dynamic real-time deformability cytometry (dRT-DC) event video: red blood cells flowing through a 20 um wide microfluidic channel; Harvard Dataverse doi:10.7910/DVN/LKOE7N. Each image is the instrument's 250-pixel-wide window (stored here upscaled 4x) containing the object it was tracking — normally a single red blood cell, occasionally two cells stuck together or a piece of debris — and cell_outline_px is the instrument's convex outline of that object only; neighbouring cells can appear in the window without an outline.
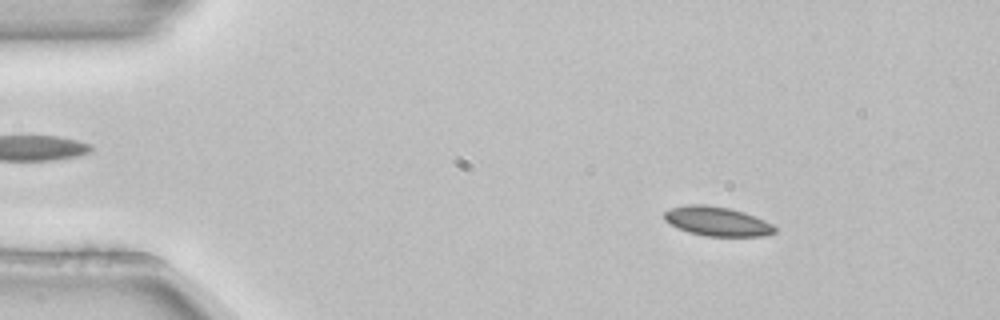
{"species": "common noctule bat (a hibernating species)", "species_latin": "Nyctalus noctula", "temperature_condition": "room temperature", "stored_images_in_passage": 54, "camera_frame_rate_fps": 3000, "um_per_image_px": 0.085, "animal": {"sex": "female", "body_mass_g": 22.7, "forearm_length_mm": 54.2}, "frame": {"image": 1, "passage_image": 8, "time_ms": 2.333, "image_size_px": [1000, 320], "cell_outline_px": [[776, 232], [764, 236], [704, 236], [688, 232], [664, 220], [664, 212], [672, 208], [688, 204], [704, 204], [728, 208], [744, 212], [764, 220], [772, 224], [776, 228]], "centroid_in_image_um": [60.97, 18.81], "position_along_channel_um": 24.0, "area_um2": 18.73}}
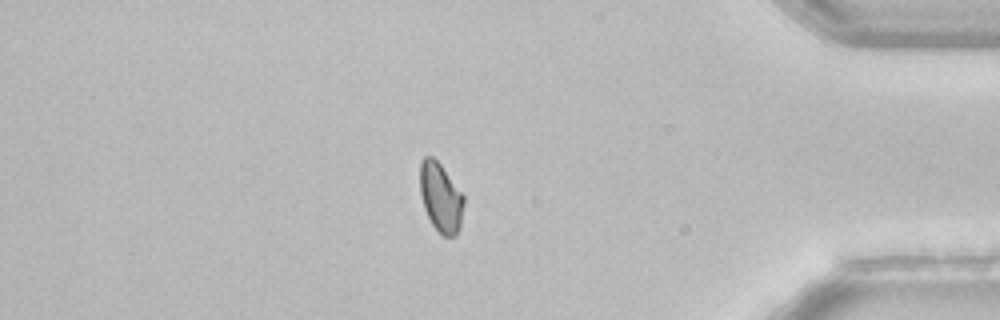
{"frame": {"image": 2, "passage_image": 46, "time_ms": 15.0, "image_size_px": [1000, 320], "cell_outline_px": [[464, 204], [460, 228], [456, 236], [444, 236], [432, 224], [424, 208], [420, 192], [420, 160], [424, 156], [432, 156], [440, 164], [464, 196]], "centroid_in_image_um": [37.46, 16.77], "position_along_channel_um": 397.7, "area_um2": 17.57}}
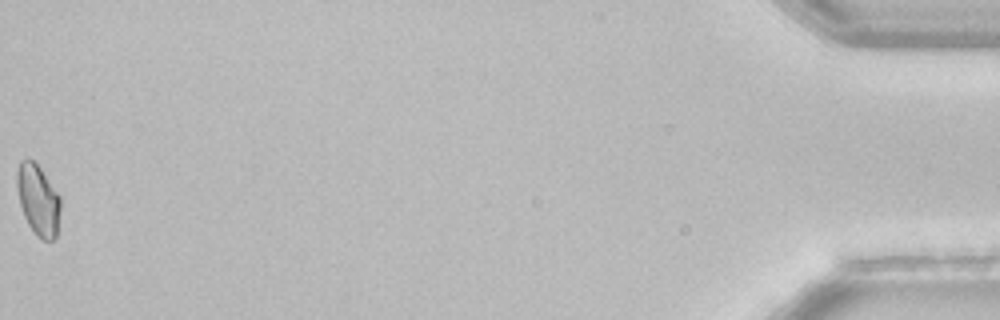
{"frame": {"image": 3, "passage_image": 54, "time_ms": 17.667, "image_size_px": [1000, 320], "cell_outline_px": [[60, 208], [56, 240], [40, 240], [36, 236], [28, 224], [24, 216], [20, 204], [16, 184], [16, 172], [20, 160], [28, 156], [40, 168], [60, 196]], "centroid_in_image_um": [3.23, 16.99], "position_along_channel_um": 432.0, "area_um2": 18.15}}